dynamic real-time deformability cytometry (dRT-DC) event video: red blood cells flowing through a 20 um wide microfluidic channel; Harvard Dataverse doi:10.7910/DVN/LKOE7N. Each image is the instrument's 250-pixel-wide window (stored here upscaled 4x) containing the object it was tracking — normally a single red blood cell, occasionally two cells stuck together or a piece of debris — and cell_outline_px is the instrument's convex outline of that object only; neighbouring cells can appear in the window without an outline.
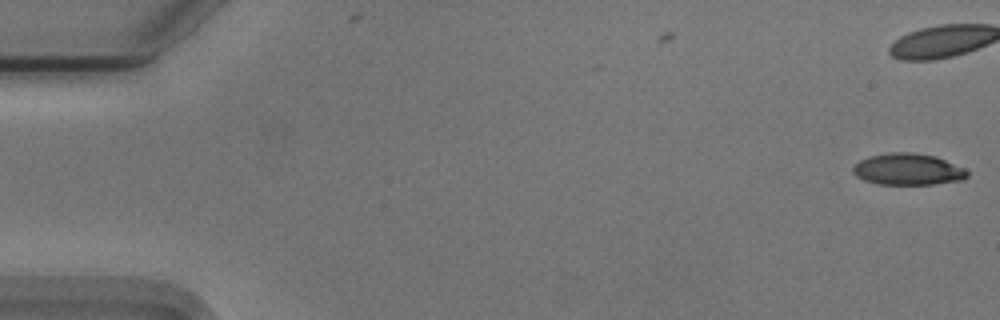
{"species": "Egyptian fruit bat (a non-hibernating species)", "species_latin": "Rousettus aegyptiacus", "temperature_condition": "cold", "stored_images_in_passage": 3, "camera_frame_rate_fps": 3000, "um_per_image_px": 0.085, "animal": {"sex": "male"}, "frame": {"image": 1, "passage_image": 3, "time_ms": 0.667, "image_size_px": [1000, 320], "cell_outline_px": [[968, 176], [964, 180], [932, 184], [880, 184], [864, 180], [856, 176], [852, 172], [852, 168], [860, 160], [868, 156], [888, 152], [912, 152], [936, 156], [964, 168], [968, 172]], "centroid_in_image_um": [77.17, 14.38], "position_along_channel_um": 7.8, "area_um2": 21.1}}